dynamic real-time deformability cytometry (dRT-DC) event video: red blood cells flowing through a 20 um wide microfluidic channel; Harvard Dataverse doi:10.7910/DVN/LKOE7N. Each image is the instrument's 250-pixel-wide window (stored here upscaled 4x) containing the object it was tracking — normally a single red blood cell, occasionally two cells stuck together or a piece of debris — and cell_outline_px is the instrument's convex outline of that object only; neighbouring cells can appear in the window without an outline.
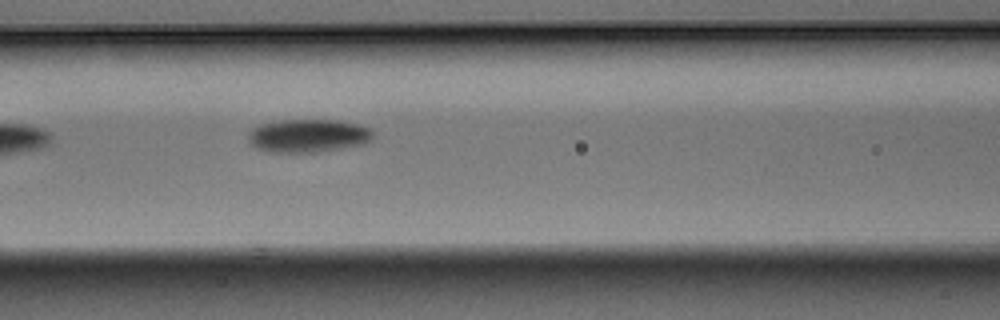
{"species": "Egyptian fruit bat (a non-hibernating species)", "species_latin": "Rousettus aegyptiacus", "temperature_condition": "warm", "stored_images_in_passage": 7, "camera_frame_rate_fps": 3000, "um_per_image_px": 0.085, "animal": {"sex": "male"}, "frame": {"image": 1, "passage_image": 7, "time_ms": 2.0, "image_size_px": [1000, 320], "cell_outline_px": [[372, 140], [364, 144], [316, 152], [272, 152], [260, 148], [252, 144], [248, 140], [248, 132], [252, 128], [260, 124], [280, 120], [336, 120], [356, 124], [368, 128], [372, 132]], "centroid_in_image_um": [26.17, 11.53], "position_along_channel_um": 140.4, "area_um2": 23.87}}